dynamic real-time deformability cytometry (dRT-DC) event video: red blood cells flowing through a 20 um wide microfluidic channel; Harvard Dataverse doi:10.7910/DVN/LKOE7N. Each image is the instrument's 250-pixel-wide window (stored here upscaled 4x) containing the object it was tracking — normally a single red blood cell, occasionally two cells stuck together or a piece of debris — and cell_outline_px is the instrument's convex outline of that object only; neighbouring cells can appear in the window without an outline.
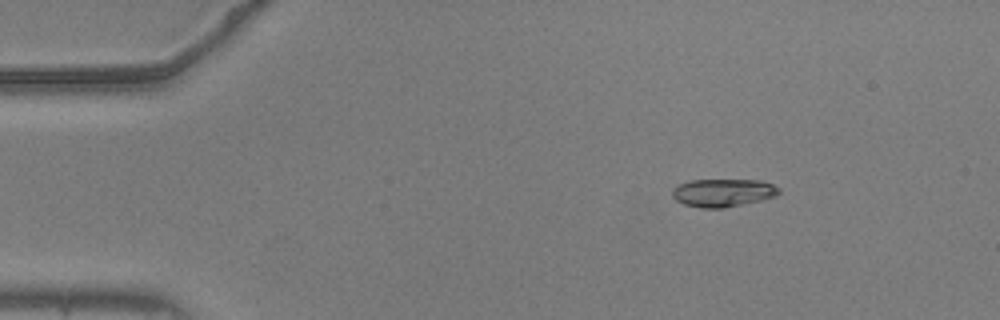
{"species": "common noctule bat (a hibernating species)", "species_latin": "Nyctalus noctula", "temperature_condition": "warm", "stored_images_in_passage": 55, "camera_frame_rate_fps": 3000, "um_per_image_px": 0.085, "animal": {"sex": "male", "body_mass_g": 20.5, "forearm_length_mm": 52.5}, "frame": {"image": 1, "passage_image": 8, "time_ms": 2.333, "image_size_px": [1000, 320], "cell_outline_px": [[780, 192], [776, 196], [760, 200], [724, 208], [700, 208], [684, 204], [676, 200], [672, 196], [672, 188], [680, 184], [692, 180], [760, 180], [772, 184], [780, 188]], "centroid_in_image_um": [61.45, 16.38], "position_along_channel_um": 23.6, "area_um2": 17.34}}
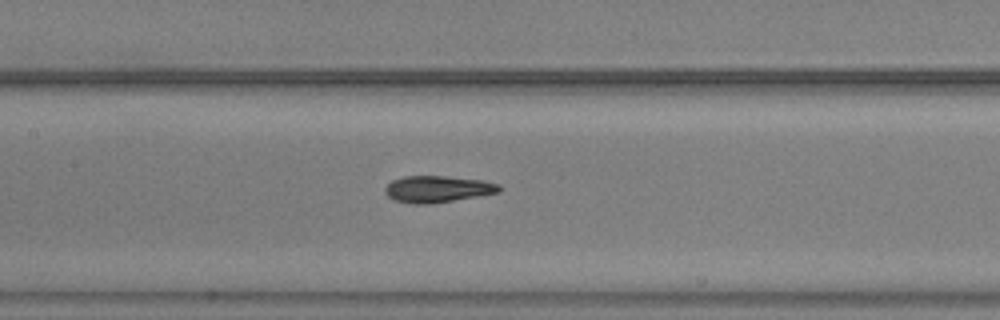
{"frame": {"image": 2, "passage_image": 26, "time_ms": 8.333, "image_size_px": [1000, 320], "cell_outline_px": [[500, 192], [428, 204], [412, 204], [392, 200], [384, 192], [384, 188], [392, 180], [404, 176], [444, 176], [484, 180], [500, 184]], "centroid_in_image_um": [37.15, 16.06], "position_along_channel_um": 170.2, "area_um2": 17.69}}
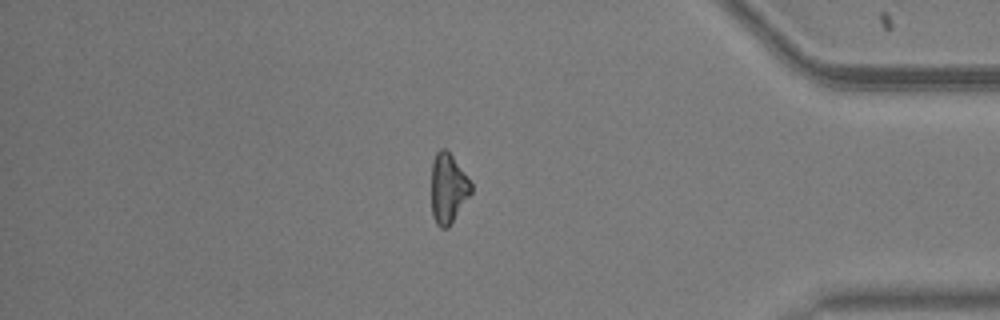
{"frame": {"image": 3, "passage_image": 47, "time_ms": 15.333, "image_size_px": [1000, 320], "cell_outline_px": [[472, 192], [448, 228], [440, 228], [436, 224], [432, 216], [432, 160], [436, 152], [440, 148], [444, 148], [452, 156], [472, 184]], "centroid_in_image_um": [38.07, 16.03], "position_along_channel_um": 397.1, "area_um2": 16.01}, "authors_computed_cell_mechanics": {"area_um2": 17.3978, "velocity_mm_per_s": 3.6752, "shape_relaxation_time_tau1_ms": 5.9425, "shape_relaxation_time_tau2_ms": 2.1255, "deformation_change_tau1": 0.1924, "deformation_change_tau2": 0.0708}}